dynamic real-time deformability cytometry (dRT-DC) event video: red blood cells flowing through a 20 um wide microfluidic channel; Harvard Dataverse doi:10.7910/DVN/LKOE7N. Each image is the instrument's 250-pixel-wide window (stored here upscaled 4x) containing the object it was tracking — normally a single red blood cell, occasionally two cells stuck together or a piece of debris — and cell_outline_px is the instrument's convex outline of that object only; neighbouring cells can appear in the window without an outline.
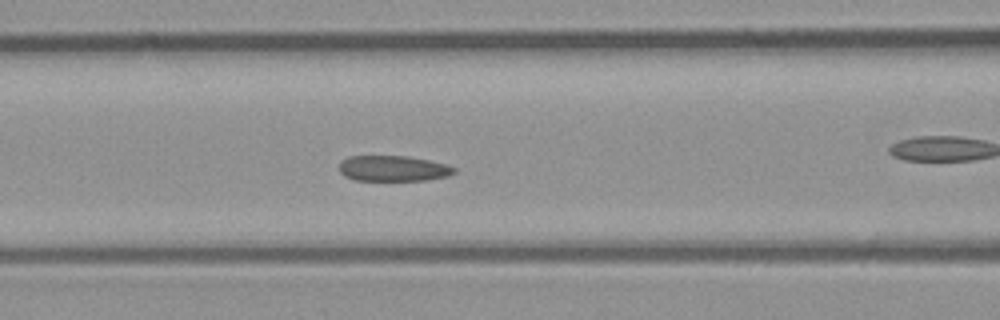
{"species": "common noctule bat (a hibernating species)", "species_latin": "Nyctalus noctula", "temperature_condition": "room temperature", "stored_images_in_passage": 39, "camera_frame_rate_fps": 3000, "um_per_image_px": 0.085, "animal": {"sex": "male", "body_mass_g": 23.1, "forearm_length_mm": 52.7}, "frame": {"image": 1, "passage_image": 12, "time_ms": 3.667, "image_size_px": [1000, 320], "cell_outline_px": [[456, 172], [448, 176], [428, 180], [352, 180], [344, 176], [340, 172], [340, 160], [348, 156], [408, 156], [428, 160], [444, 164], [456, 168]], "centroid_in_image_um": [33.39, 14.32], "position_along_channel_um": 133.2, "area_um2": 17.22}}
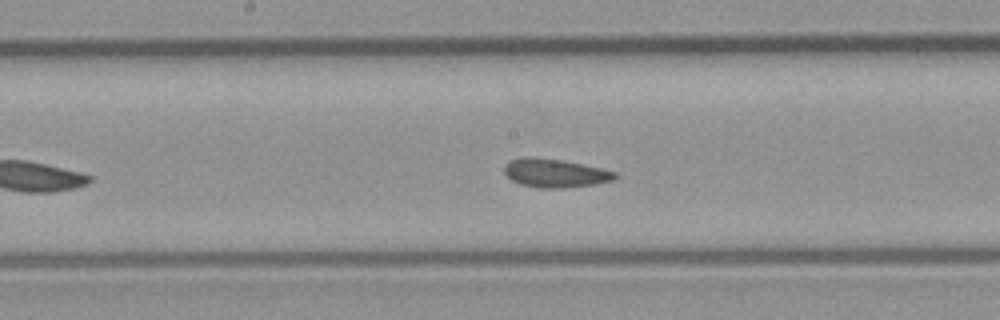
{"frame": {"image": 2, "passage_image": 17, "time_ms": 5.333, "image_size_px": [1000, 320], "cell_outline_px": [[616, 176], [612, 180], [596, 184], [564, 188], [540, 188], [520, 184], [512, 180], [504, 172], [504, 168], [512, 160], [524, 156], [532, 156], [560, 160], [600, 168], [616, 172]], "centroid_in_image_um": [47.16, 14.72], "position_along_channel_um": 201.0, "area_um2": 18.15}}
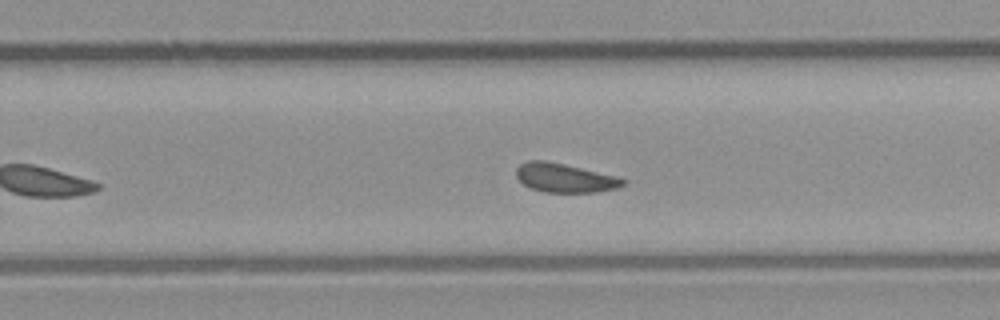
{"frame": {"image": 3, "passage_image": 23, "time_ms": 7.333, "image_size_px": [1000, 320], "cell_outline_px": [[628, 180], [624, 184], [616, 188], [596, 192], [544, 192], [532, 188], [524, 184], [516, 176], [516, 168], [520, 164], [528, 160], [544, 160], [564, 164], [616, 176]], "centroid_in_image_um": [47.99, 15.11], "position_along_channel_um": 281.8, "area_um2": 17.86}, "authors_computed_cell_mechanics": {"area_um2": 18.3226, "velocity_mm_per_s": 4.0639, "shape_relaxation_time_tau1_ms": null, "shape_relaxation_time_tau2_ms": 2.4534, "deformation_change_tau1": null, "deformation_change_tau2": 0.0917}}